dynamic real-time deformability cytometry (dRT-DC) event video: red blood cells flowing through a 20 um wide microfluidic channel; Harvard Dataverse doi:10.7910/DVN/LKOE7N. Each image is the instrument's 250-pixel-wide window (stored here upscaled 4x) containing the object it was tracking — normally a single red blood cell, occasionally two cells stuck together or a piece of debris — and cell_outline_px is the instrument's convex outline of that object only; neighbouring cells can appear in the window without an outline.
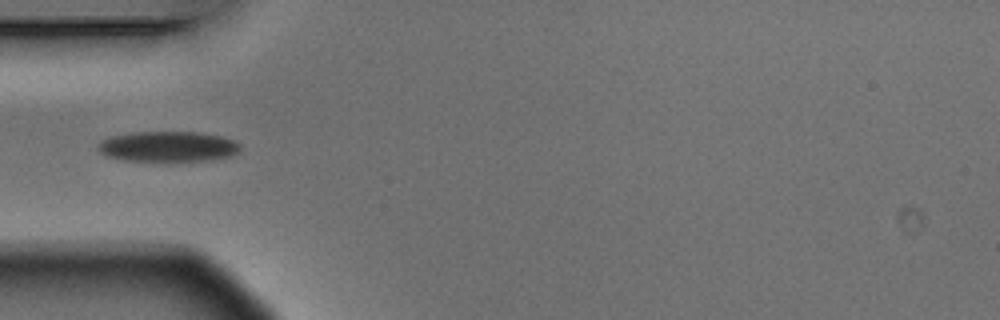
{"species": "Egyptian fruit bat (a non-hibernating species)", "species_latin": "Rousettus aegyptiacus", "temperature_condition": "warm", "stored_images_in_passage": 5, "camera_frame_rate_fps": 3000, "um_per_image_px": 0.085, "animal": {"sex": "male"}, "frame": {"image": 1, "passage_image": 5, "time_ms": 1.333, "image_size_px": [1000, 320], "cell_outline_px": [[240, 152], [232, 156], [212, 160], [168, 164], [124, 160], [104, 156], [96, 148], [104, 140], [112, 136], [132, 132], [196, 132], [220, 136], [236, 140], [240, 144]], "centroid_in_image_um": [14.32, 12.51], "position_along_channel_um": 70.7, "area_um2": 26.36}}